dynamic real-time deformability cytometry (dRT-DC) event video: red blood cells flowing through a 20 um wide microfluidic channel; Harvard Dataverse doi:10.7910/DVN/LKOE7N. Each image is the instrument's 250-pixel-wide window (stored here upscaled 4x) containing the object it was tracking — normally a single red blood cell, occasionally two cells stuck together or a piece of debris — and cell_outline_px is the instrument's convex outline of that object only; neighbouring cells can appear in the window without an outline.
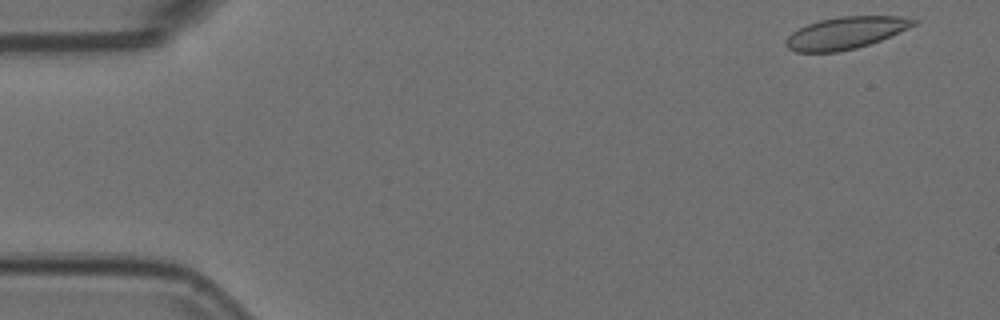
{"species": "Egyptian fruit bat (a non-hibernating species)", "species_latin": "Rousettus aegyptiacus", "temperature_condition": "room temperature", "stored_images_in_passage": 52, "camera_frame_rate_fps": 3000, "um_per_image_px": 0.085, "animal": {"sex": "female"}, "frame": {"image": 1, "passage_image": 1, "time_ms": 0.0, "image_size_px": [1000, 320], "cell_outline_px": [[920, 20], [916, 24], [880, 40], [856, 48], [836, 52], [796, 52], [788, 48], [784, 44], [784, 40], [792, 32], [808, 24], [820, 20], [836, 16], [900, 16]], "centroid_in_image_um": [71.85, 2.79], "position_along_channel_um": 13.1, "area_um2": 23.76}}
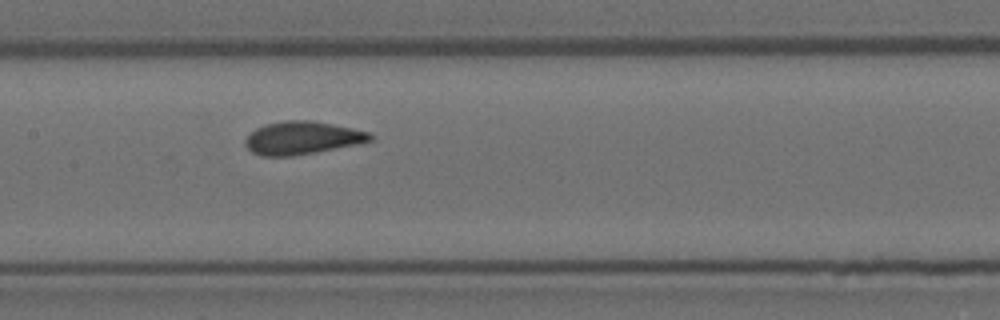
{"frame": {"image": 2, "passage_image": 24, "time_ms": 7.667, "image_size_px": [1000, 320], "cell_outline_px": [[372, 140], [356, 144], [292, 156], [264, 156], [252, 152], [244, 144], [244, 140], [256, 128], [264, 124], [284, 120], [312, 120], [372, 132]], "centroid_in_image_um": [25.67, 11.71], "position_along_channel_um": 181.7, "area_um2": 23.81}}
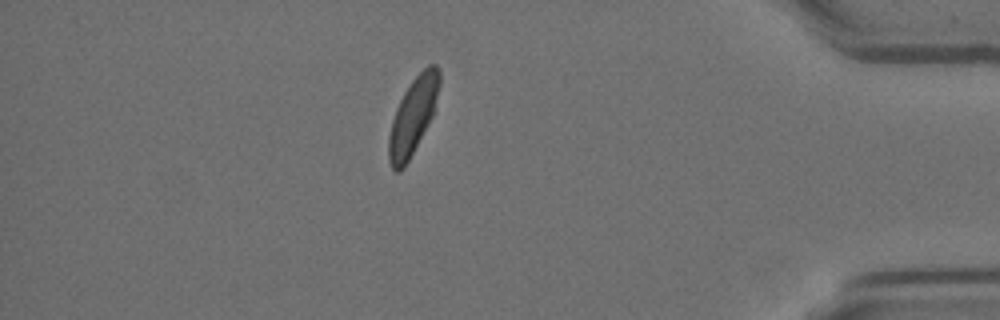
{"frame": {"image": 3, "passage_image": 45, "time_ms": 14.667, "image_size_px": [1000, 320], "cell_outline_px": [[440, 84], [432, 116], [428, 124], [404, 168], [400, 172], [396, 172], [392, 168], [388, 160], [388, 136], [392, 120], [396, 108], [404, 92], [412, 80], [428, 64], [436, 64], [440, 68]], "centroid_in_image_um": [35.09, 9.86], "position_along_channel_um": 400.1, "area_um2": 22.43}, "authors_computed_cell_mechanics": {"area_um2": 23.6402, "velocity_mm_per_s": 3.7099, "shape_relaxation_time_tau1_ms": 6.2478, "shape_relaxation_time_tau2_ms": null, "deformation_change_tau1": 0.1489, "deformation_change_tau2": null}}